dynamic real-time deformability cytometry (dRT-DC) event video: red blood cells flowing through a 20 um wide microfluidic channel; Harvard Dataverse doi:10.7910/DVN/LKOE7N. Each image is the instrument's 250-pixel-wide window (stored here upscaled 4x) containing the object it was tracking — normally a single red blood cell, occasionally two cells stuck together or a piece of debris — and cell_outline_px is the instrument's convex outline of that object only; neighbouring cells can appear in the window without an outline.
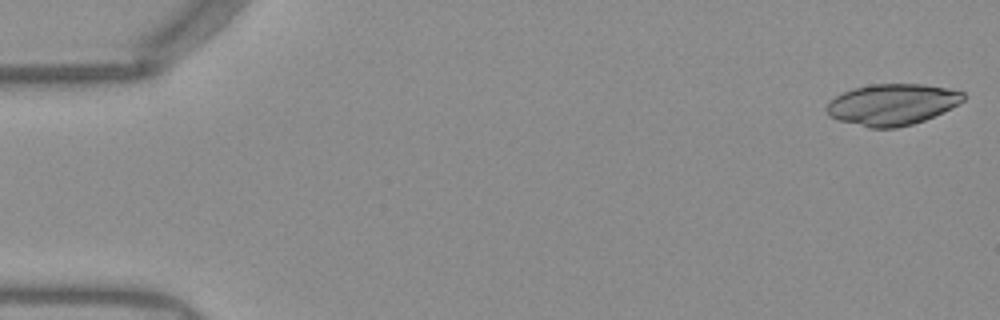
{"species": "Egyptian fruit bat (a non-hibernating species)", "species_latin": "Rousettus aegyptiacus", "temperature_condition": "warm", "stored_images_in_passage": 50, "camera_frame_rate_fps": 3000, "um_per_image_px": 0.085, "frame": {"image": 1, "passage_image": 1, "time_ms": 0.0, "image_size_px": [1000, 320], "cell_outline_px": [[964, 100], [924, 120], [912, 124], [896, 128], [868, 128], [840, 120], [828, 116], [828, 100], [852, 88], [872, 84], [924, 84], [948, 88], [964, 92]], "centroid_in_image_um": [75.8, 8.87], "position_along_channel_um": 9.2, "area_um2": 32.54}}
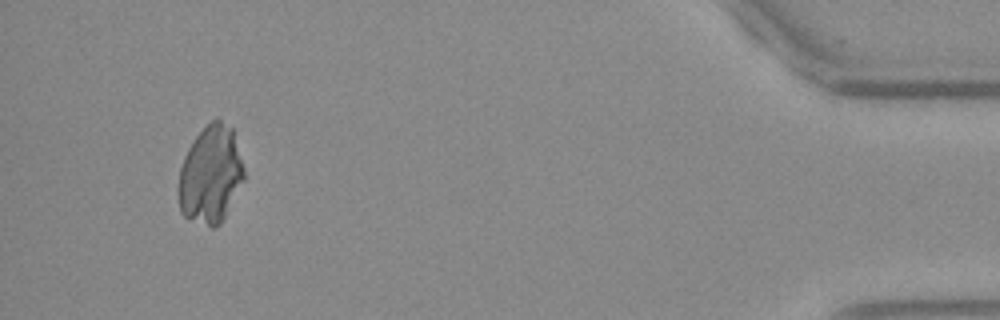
{"frame": {"image": 2, "passage_image": 48, "time_ms": 15.667, "image_size_px": [1000, 320], "cell_outline_px": [[244, 180], [220, 224], [216, 228], [212, 228], [184, 216], [180, 212], [176, 188], [180, 168], [184, 156], [192, 140], [216, 116], [232, 128], [244, 168]], "centroid_in_image_um": [17.87, 14.85], "position_along_channel_um": 417.3, "area_um2": 37.51}}